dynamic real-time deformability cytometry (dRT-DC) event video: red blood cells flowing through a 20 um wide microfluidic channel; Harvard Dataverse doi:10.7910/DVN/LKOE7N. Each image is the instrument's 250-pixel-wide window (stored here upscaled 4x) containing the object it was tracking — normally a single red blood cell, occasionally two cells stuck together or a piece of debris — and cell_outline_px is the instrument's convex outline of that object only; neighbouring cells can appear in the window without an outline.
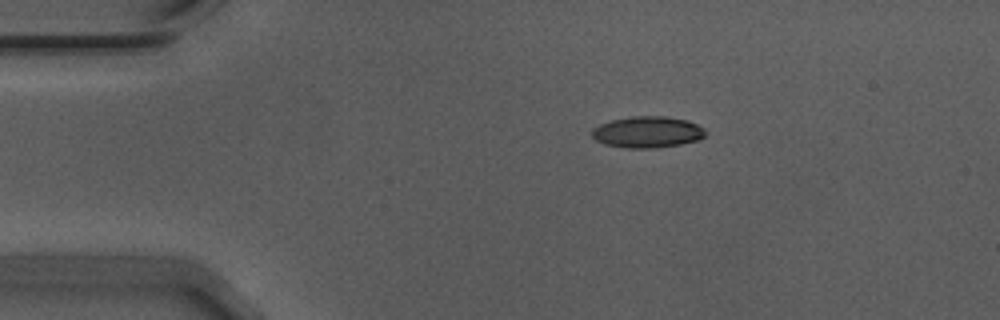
{"species": "Egyptian fruit bat (a non-hibernating species)", "species_latin": "Rousettus aegyptiacus", "temperature_condition": "warm", "stored_images_in_passage": 46, "camera_frame_rate_fps": 3000, "um_per_image_px": 0.085, "animal": {"sex": "male"}, "frame": {"image": 1, "passage_image": 1, "time_ms": 0.0, "image_size_px": [1000, 320], "cell_outline_px": [[708, 132], [700, 140], [680, 144], [656, 148], [628, 148], [604, 144], [596, 140], [592, 136], [592, 128], [600, 124], [612, 120], [632, 116], [668, 116], [688, 120], [704, 128]], "centroid_in_image_um": [55.06, 11.22], "position_along_channel_um": 29.9, "area_um2": 20.92}}
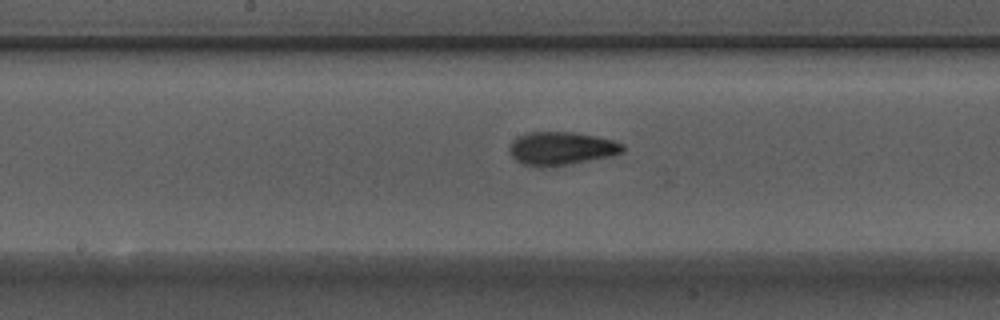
{"frame": {"image": 2, "passage_image": 19, "time_ms": 6.0, "image_size_px": [1000, 320], "cell_outline_px": [[624, 152], [612, 156], [568, 164], [524, 164], [516, 160], [512, 156], [508, 148], [512, 140], [516, 136], [528, 132], [572, 132], [596, 136], [612, 140], [624, 144]], "centroid_in_image_um": [47.73, 12.57], "position_along_channel_um": 200.5, "area_um2": 21.44}}
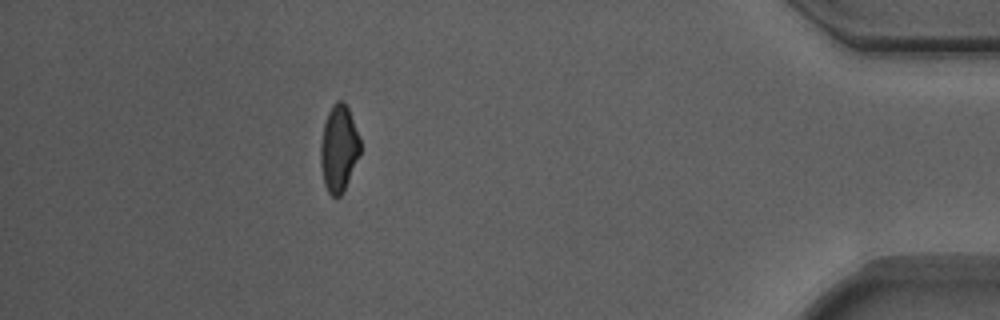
{"frame": {"image": 3, "passage_image": 40, "time_ms": 13.0, "image_size_px": [1000, 320], "cell_outline_px": [[360, 152], [344, 188], [340, 196], [332, 196], [328, 192], [324, 184], [320, 164], [320, 144], [324, 124], [328, 112], [332, 104], [336, 100], [344, 100], [348, 108], [360, 140]], "centroid_in_image_um": [28.77, 12.58], "position_along_channel_um": 406.4, "area_um2": 19.71}, "authors_computed_cell_mechanics": {"area_um2": 20.8947, "velocity_mm_per_s": 3.7184, "shape_relaxation_time_tau1_ms": 6.9281, "shape_relaxation_time_tau2_ms": 1.8215, "deformation_change_tau1": 0.1878, "deformation_change_tau2": 0.0906}}